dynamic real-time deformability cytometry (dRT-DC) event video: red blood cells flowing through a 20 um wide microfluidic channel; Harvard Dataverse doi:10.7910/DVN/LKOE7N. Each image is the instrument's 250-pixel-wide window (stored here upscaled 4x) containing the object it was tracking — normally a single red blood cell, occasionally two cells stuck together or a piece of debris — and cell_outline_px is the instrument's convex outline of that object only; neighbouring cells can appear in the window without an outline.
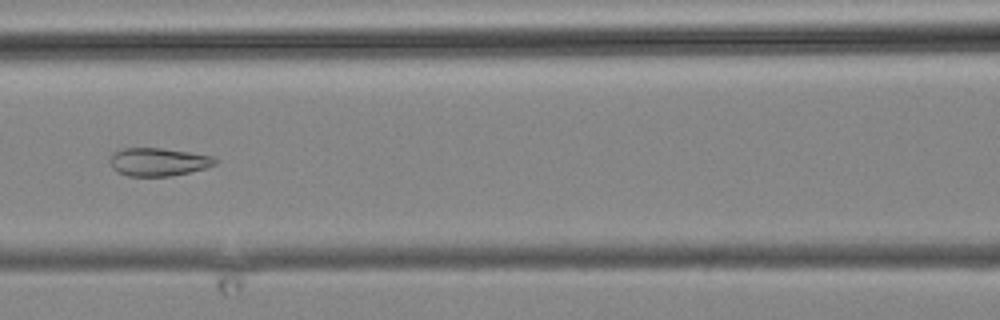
{"species": "common noctule bat (a hibernating species)", "species_latin": "Nyctalus noctula", "temperature_condition": "cold", "stored_images_in_passage": 21, "camera_frame_rate_fps": 3000, "um_per_image_px": 0.085, "animal": {"sex": "male", "body_mass_g": 19.2, "forearm_length_mm": 51.8}, "frame": {"image": 1, "passage_image": 12, "time_ms": 14.0, "image_size_px": [1000, 320], "cell_outline_px": [[216, 164], [208, 168], [172, 176], [128, 176], [116, 172], [112, 168], [108, 160], [112, 152], [124, 148], [160, 148], [188, 152], [212, 156], [216, 160]], "centroid_in_image_um": [13.41, 13.77], "position_along_channel_um": 153.2, "area_um2": 17.4}}
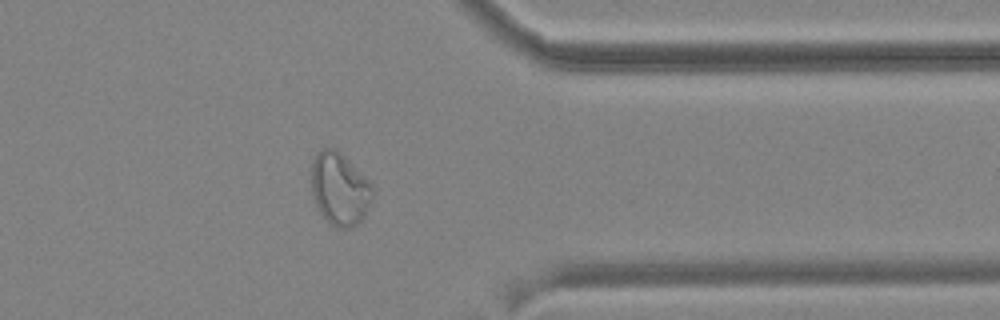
{"frame": {"image": 2, "passage_image": 18, "time_ms": 21.0, "image_size_px": [1000, 320], "cell_outline_px": [[372, 200], [364, 216], [352, 228], [340, 228], [332, 224], [320, 212], [312, 196], [312, 156], [320, 148], [336, 148], [372, 184]], "centroid_in_image_um": [28.85, 16.03], "position_along_channel_um": 382.5, "area_um2": 25.72}}
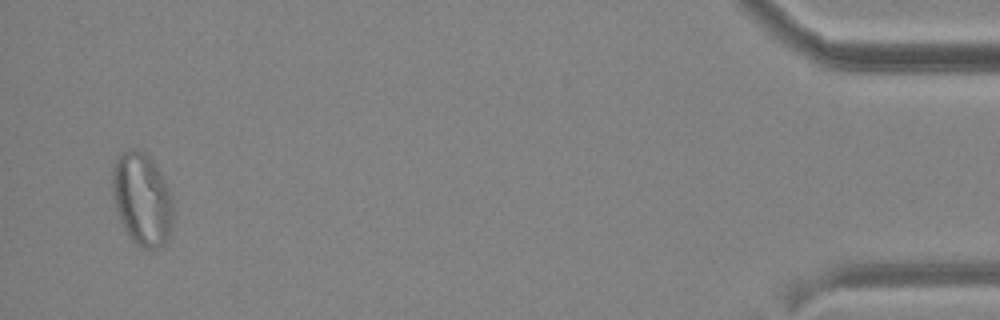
{"frame": {"image": 3, "passage_image": 21, "time_ms": 24.333, "image_size_px": [1000, 320], "cell_outline_px": [[172, 228], [164, 244], [156, 248], [140, 248], [128, 236], [120, 220], [116, 208], [112, 192], [112, 168], [120, 152], [132, 148], [140, 148], [156, 164], [172, 196]], "centroid_in_image_um": [12.06, 16.9], "position_along_channel_um": 423.1, "area_um2": 33.0}}